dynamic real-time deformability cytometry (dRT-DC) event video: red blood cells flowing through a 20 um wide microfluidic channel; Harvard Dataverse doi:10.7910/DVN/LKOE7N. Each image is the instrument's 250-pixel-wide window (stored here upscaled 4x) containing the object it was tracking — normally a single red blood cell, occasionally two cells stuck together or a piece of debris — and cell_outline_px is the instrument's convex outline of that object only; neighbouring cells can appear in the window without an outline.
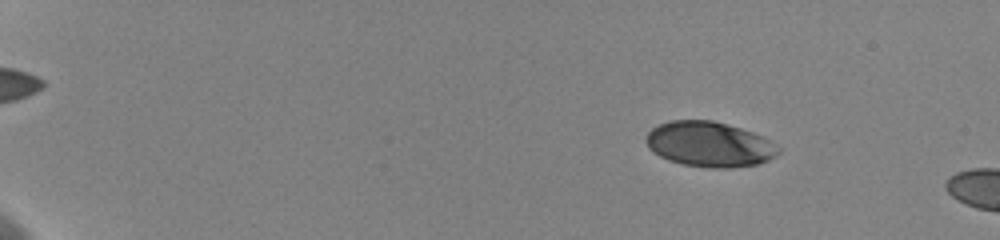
{"species": "human", "species_latin": "Homo sapiens", "temperature_condition": "cold", "stored_images_in_passage": 15, "camera_frame_rate_fps": 3000, "um_per_image_px": 0.085, "donor": {"sex": "female"}, "frame": {"image": 1, "passage_image": 9, "time_ms": 2.667, "image_size_px": [1000, 240], "cell_outline_px": [[780, 152], [776, 156], [768, 160], [756, 164], [732, 168], [708, 168], [684, 164], [668, 160], [652, 152], [648, 148], [644, 140], [648, 132], [652, 128], [660, 124], [672, 120], [712, 120], [740, 128], [752, 132], [776, 144], [780, 148]], "centroid_in_image_um": [60.27, 12.27], "position_along_channel_um": 24.7, "area_um2": 34.85}}